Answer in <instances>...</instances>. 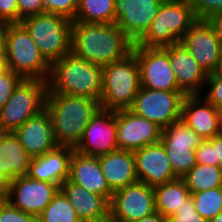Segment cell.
<instances>
[{
	"label": "cell",
	"instance_id": "cell-43",
	"mask_svg": "<svg viewBox=\"0 0 222 222\" xmlns=\"http://www.w3.org/2000/svg\"><path fill=\"white\" fill-rule=\"evenodd\" d=\"M0 60H6V24L0 23Z\"/></svg>",
	"mask_w": 222,
	"mask_h": 222
},
{
	"label": "cell",
	"instance_id": "cell-10",
	"mask_svg": "<svg viewBox=\"0 0 222 222\" xmlns=\"http://www.w3.org/2000/svg\"><path fill=\"white\" fill-rule=\"evenodd\" d=\"M202 140L182 119L162 130L160 141L178 178L185 176L197 164L195 149Z\"/></svg>",
	"mask_w": 222,
	"mask_h": 222
},
{
	"label": "cell",
	"instance_id": "cell-41",
	"mask_svg": "<svg viewBox=\"0 0 222 222\" xmlns=\"http://www.w3.org/2000/svg\"><path fill=\"white\" fill-rule=\"evenodd\" d=\"M215 147L216 160H218V166L222 169V134H216L211 139H208Z\"/></svg>",
	"mask_w": 222,
	"mask_h": 222
},
{
	"label": "cell",
	"instance_id": "cell-40",
	"mask_svg": "<svg viewBox=\"0 0 222 222\" xmlns=\"http://www.w3.org/2000/svg\"><path fill=\"white\" fill-rule=\"evenodd\" d=\"M0 23H19L17 0H0Z\"/></svg>",
	"mask_w": 222,
	"mask_h": 222
},
{
	"label": "cell",
	"instance_id": "cell-28",
	"mask_svg": "<svg viewBox=\"0 0 222 222\" xmlns=\"http://www.w3.org/2000/svg\"><path fill=\"white\" fill-rule=\"evenodd\" d=\"M73 21L115 23V0H78V9Z\"/></svg>",
	"mask_w": 222,
	"mask_h": 222
},
{
	"label": "cell",
	"instance_id": "cell-38",
	"mask_svg": "<svg viewBox=\"0 0 222 222\" xmlns=\"http://www.w3.org/2000/svg\"><path fill=\"white\" fill-rule=\"evenodd\" d=\"M196 163L205 165L218 166V160H216L215 147L208 140H202L195 149Z\"/></svg>",
	"mask_w": 222,
	"mask_h": 222
},
{
	"label": "cell",
	"instance_id": "cell-34",
	"mask_svg": "<svg viewBox=\"0 0 222 222\" xmlns=\"http://www.w3.org/2000/svg\"><path fill=\"white\" fill-rule=\"evenodd\" d=\"M45 12L58 14L74 20L78 9V0H43Z\"/></svg>",
	"mask_w": 222,
	"mask_h": 222
},
{
	"label": "cell",
	"instance_id": "cell-49",
	"mask_svg": "<svg viewBox=\"0 0 222 222\" xmlns=\"http://www.w3.org/2000/svg\"><path fill=\"white\" fill-rule=\"evenodd\" d=\"M25 222H44L41 218H40V216H31L30 217V221H25Z\"/></svg>",
	"mask_w": 222,
	"mask_h": 222
},
{
	"label": "cell",
	"instance_id": "cell-18",
	"mask_svg": "<svg viewBox=\"0 0 222 222\" xmlns=\"http://www.w3.org/2000/svg\"><path fill=\"white\" fill-rule=\"evenodd\" d=\"M133 153L139 182L155 187L178 178L174 174L161 141L144 146Z\"/></svg>",
	"mask_w": 222,
	"mask_h": 222
},
{
	"label": "cell",
	"instance_id": "cell-30",
	"mask_svg": "<svg viewBox=\"0 0 222 222\" xmlns=\"http://www.w3.org/2000/svg\"><path fill=\"white\" fill-rule=\"evenodd\" d=\"M39 216L44 222H81L75 209L60 190Z\"/></svg>",
	"mask_w": 222,
	"mask_h": 222
},
{
	"label": "cell",
	"instance_id": "cell-16",
	"mask_svg": "<svg viewBox=\"0 0 222 222\" xmlns=\"http://www.w3.org/2000/svg\"><path fill=\"white\" fill-rule=\"evenodd\" d=\"M119 150L136 151L160 141L162 129L130 109L115 111Z\"/></svg>",
	"mask_w": 222,
	"mask_h": 222
},
{
	"label": "cell",
	"instance_id": "cell-22",
	"mask_svg": "<svg viewBox=\"0 0 222 222\" xmlns=\"http://www.w3.org/2000/svg\"><path fill=\"white\" fill-rule=\"evenodd\" d=\"M14 133L32 158L41 156L58 146L55 141L50 116L46 109L29 118Z\"/></svg>",
	"mask_w": 222,
	"mask_h": 222
},
{
	"label": "cell",
	"instance_id": "cell-3",
	"mask_svg": "<svg viewBox=\"0 0 222 222\" xmlns=\"http://www.w3.org/2000/svg\"><path fill=\"white\" fill-rule=\"evenodd\" d=\"M47 89V93L85 96L100 102L102 66L66 54L50 65Z\"/></svg>",
	"mask_w": 222,
	"mask_h": 222
},
{
	"label": "cell",
	"instance_id": "cell-47",
	"mask_svg": "<svg viewBox=\"0 0 222 222\" xmlns=\"http://www.w3.org/2000/svg\"><path fill=\"white\" fill-rule=\"evenodd\" d=\"M217 74H220L222 76V46H221V50H220V60H219V65L218 68L216 70Z\"/></svg>",
	"mask_w": 222,
	"mask_h": 222
},
{
	"label": "cell",
	"instance_id": "cell-32",
	"mask_svg": "<svg viewBox=\"0 0 222 222\" xmlns=\"http://www.w3.org/2000/svg\"><path fill=\"white\" fill-rule=\"evenodd\" d=\"M193 8L197 20H214L222 14V0H185Z\"/></svg>",
	"mask_w": 222,
	"mask_h": 222
},
{
	"label": "cell",
	"instance_id": "cell-21",
	"mask_svg": "<svg viewBox=\"0 0 222 222\" xmlns=\"http://www.w3.org/2000/svg\"><path fill=\"white\" fill-rule=\"evenodd\" d=\"M60 191L75 209L81 222H109L110 202L66 179Z\"/></svg>",
	"mask_w": 222,
	"mask_h": 222
},
{
	"label": "cell",
	"instance_id": "cell-2",
	"mask_svg": "<svg viewBox=\"0 0 222 222\" xmlns=\"http://www.w3.org/2000/svg\"><path fill=\"white\" fill-rule=\"evenodd\" d=\"M99 108L100 102L89 97L47 93L45 109L50 116L56 144L75 149Z\"/></svg>",
	"mask_w": 222,
	"mask_h": 222
},
{
	"label": "cell",
	"instance_id": "cell-11",
	"mask_svg": "<svg viewBox=\"0 0 222 222\" xmlns=\"http://www.w3.org/2000/svg\"><path fill=\"white\" fill-rule=\"evenodd\" d=\"M141 87L153 90L179 91L174 71L169 61V46L140 47L134 44Z\"/></svg>",
	"mask_w": 222,
	"mask_h": 222
},
{
	"label": "cell",
	"instance_id": "cell-5",
	"mask_svg": "<svg viewBox=\"0 0 222 222\" xmlns=\"http://www.w3.org/2000/svg\"><path fill=\"white\" fill-rule=\"evenodd\" d=\"M196 21L193 8L185 0H165L135 45L163 48L179 43Z\"/></svg>",
	"mask_w": 222,
	"mask_h": 222
},
{
	"label": "cell",
	"instance_id": "cell-26",
	"mask_svg": "<svg viewBox=\"0 0 222 222\" xmlns=\"http://www.w3.org/2000/svg\"><path fill=\"white\" fill-rule=\"evenodd\" d=\"M31 159L14 132H0V168L11 179L26 176Z\"/></svg>",
	"mask_w": 222,
	"mask_h": 222
},
{
	"label": "cell",
	"instance_id": "cell-14",
	"mask_svg": "<svg viewBox=\"0 0 222 222\" xmlns=\"http://www.w3.org/2000/svg\"><path fill=\"white\" fill-rule=\"evenodd\" d=\"M59 190L57 184L34 180L26 175L12 179L11 188L3 197L15 208L39 216Z\"/></svg>",
	"mask_w": 222,
	"mask_h": 222
},
{
	"label": "cell",
	"instance_id": "cell-17",
	"mask_svg": "<svg viewBox=\"0 0 222 222\" xmlns=\"http://www.w3.org/2000/svg\"><path fill=\"white\" fill-rule=\"evenodd\" d=\"M165 0H115V23L136 42L149 28Z\"/></svg>",
	"mask_w": 222,
	"mask_h": 222
},
{
	"label": "cell",
	"instance_id": "cell-39",
	"mask_svg": "<svg viewBox=\"0 0 222 222\" xmlns=\"http://www.w3.org/2000/svg\"><path fill=\"white\" fill-rule=\"evenodd\" d=\"M19 10V23L22 19L45 13L43 0H17Z\"/></svg>",
	"mask_w": 222,
	"mask_h": 222
},
{
	"label": "cell",
	"instance_id": "cell-36",
	"mask_svg": "<svg viewBox=\"0 0 222 222\" xmlns=\"http://www.w3.org/2000/svg\"><path fill=\"white\" fill-rule=\"evenodd\" d=\"M166 222H208L205 218L201 217L195 207L190 196L184 205L175 214L169 216Z\"/></svg>",
	"mask_w": 222,
	"mask_h": 222
},
{
	"label": "cell",
	"instance_id": "cell-8",
	"mask_svg": "<svg viewBox=\"0 0 222 222\" xmlns=\"http://www.w3.org/2000/svg\"><path fill=\"white\" fill-rule=\"evenodd\" d=\"M47 91V81L22 79L0 109V132H15L44 110Z\"/></svg>",
	"mask_w": 222,
	"mask_h": 222
},
{
	"label": "cell",
	"instance_id": "cell-27",
	"mask_svg": "<svg viewBox=\"0 0 222 222\" xmlns=\"http://www.w3.org/2000/svg\"><path fill=\"white\" fill-rule=\"evenodd\" d=\"M155 209L166 219L175 214L191 196L185 181L177 178L154 187Z\"/></svg>",
	"mask_w": 222,
	"mask_h": 222
},
{
	"label": "cell",
	"instance_id": "cell-45",
	"mask_svg": "<svg viewBox=\"0 0 222 222\" xmlns=\"http://www.w3.org/2000/svg\"><path fill=\"white\" fill-rule=\"evenodd\" d=\"M214 22L217 24L222 41V14L214 19Z\"/></svg>",
	"mask_w": 222,
	"mask_h": 222
},
{
	"label": "cell",
	"instance_id": "cell-15",
	"mask_svg": "<svg viewBox=\"0 0 222 222\" xmlns=\"http://www.w3.org/2000/svg\"><path fill=\"white\" fill-rule=\"evenodd\" d=\"M74 150L88 156H100L119 150L115 111L100 107L92 116Z\"/></svg>",
	"mask_w": 222,
	"mask_h": 222
},
{
	"label": "cell",
	"instance_id": "cell-31",
	"mask_svg": "<svg viewBox=\"0 0 222 222\" xmlns=\"http://www.w3.org/2000/svg\"><path fill=\"white\" fill-rule=\"evenodd\" d=\"M197 213L207 221L222 212V187L191 193Z\"/></svg>",
	"mask_w": 222,
	"mask_h": 222
},
{
	"label": "cell",
	"instance_id": "cell-42",
	"mask_svg": "<svg viewBox=\"0 0 222 222\" xmlns=\"http://www.w3.org/2000/svg\"><path fill=\"white\" fill-rule=\"evenodd\" d=\"M12 179L0 168V197H3L11 188Z\"/></svg>",
	"mask_w": 222,
	"mask_h": 222
},
{
	"label": "cell",
	"instance_id": "cell-19",
	"mask_svg": "<svg viewBox=\"0 0 222 222\" xmlns=\"http://www.w3.org/2000/svg\"><path fill=\"white\" fill-rule=\"evenodd\" d=\"M169 61L179 91L184 95H201L207 74L181 42L169 46Z\"/></svg>",
	"mask_w": 222,
	"mask_h": 222
},
{
	"label": "cell",
	"instance_id": "cell-44",
	"mask_svg": "<svg viewBox=\"0 0 222 222\" xmlns=\"http://www.w3.org/2000/svg\"><path fill=\"white\" fill-rule=\"evenodd\" d=\"M133 222H166V218L159 212L155 211L154 213Z\"/></svg>",
	"mask_w": 222,
	"mask_h": 222
},
{
	"label": "cell",
	"instance_id": "cell-48",
	"mask_svg": "<svg viewBox=\"0 0 222 222\" xmlns=\"http://www.w3.org/2000/svg\"><path fill=\"white\" fill-rule=\"evenodd\" d=\"M208 222H222V212L219 213L217 216L214 218L208 220Z\"/></svg>",
	"mask_w": 222,
	"mask_h": 222
},
{
	"label": "cell",
	"instance_id": "cell-33",
	"mask_svg": "<svg viewBox=\"0 0 222 222\" xmlns=\"http://www.w3.org/2000/svg\"><path fill=\"white\" fill-rule=\"evenodd\" d=\"M201 95L214 107L222 110V76L217 73L208 74Z\"/></svg>",
	"mask_w": 222,
	"mask_h": 222
},
{
	"label": "cell",
	"instance_id": "cell-1",
	"mask_svg": "<svg viewBox=\"0 0 222 222\" xmlns=\"http://www.w3.org/2000/svg\"><path fill=\"white\" fill-rule=\"evenodd\" d=\"M133 42L116 23L72 21L71 53L97 65H107L132 53Z\"/></svg>",
	"mask_w": 222,
	"mask_h": 222
},
{
	"label": "cell",
	"instance_id": "cell-9",
	"mask_svg": "<svg viewBox=\"0 0 222 222\" xmlns=\"http://www.w3.org/2000/svg\"><path fill=\"white\" fill-rule=\"evenodd\" d=\"M185 95L180 91L140 87L130 108L132 112L155 123L162 130L181 119Z\"/></svg>",
	"mask_w": 222,
	"mask_h": 222
},
{
	"label": "cell",
	"instance_id": "cell-13",
	"mask_svg": "<svg viewBox=\"0 0 222 222\" xmlns=\"http://www.w3.org/2000/svg\"><path fill=\"white\" fill-rule=\"evenodd\" d=\"M155 211L154 187L138 181L113 192L109 222H133Z\"/></svg>",
	"mask_w": 222,
	"mask_h": 222
},
{
	"label": "cell",
	"instance_id": "cell-25",
	"mask_svg": "<svg viewBox=\"0 0 222 222\" xmlns=\"http://www.w3.org/2000/svg\"><path fill=\"white\" fill-rule=\"evenodd\" d=\"M98 158L102 173L112 192L138 182L132 151L116 150Z\"/></svg>",
	"mask_w": 222,
	"mask_h": 222
},
{
	"label": "cell",
	"instance_id": "cell-37",
	"mask_svg": "<svg viewBox=\"0 0 222 222\" xmlns=\"http://www.w3.org/2000/svg\"><path fill=\"white\" fill-rule=\"evenodd\" d=\"M31 216L15 208L4 197H0V222H25L30 221Z\"/></svg>",
	"mask_w": 222,
	"mask_h": 222
},
{
	"label": "cell",
	"instance_id": "cell-6",
	"mask_svg": "<svg viewBox=\"0 0 222 222\" xmlns=\"http://www.w3.org/2000/svg\"><path fill=\"white\" fill-rule=\"evenodd\" d=\"M20 23L50 65L71 53L72 20L45 12L26 17Z\"/></svg>",
	"mask_w": 222,
	"mask_h": 222
},
{
	"label": "cell",
	"instance_id": "cell-4",
	"mask_svg": "<svg viewBox=\"0 0 222 222\" xmlns=\"http://www.w3.org/2000/svg\"><path fill=\"white\" fill-rule=\"evenodd\" d=\"M141 87L136 55L102 66L100 107L112 111L130 109Z\"/></svg>",
	"mask_w": 222,
	"mask_h": 222
},
{
	"label": "cell",
	"instance_id": "cell-7",
	"mask_svg": "<svg viewBox=\"0 0 222 222\" xmlns=\"http://www.w3.org/2000/svg\"><path fill=\"white\" fill-rule=\"evenodd\" d=\"M6 63L23 79L48 80L50 64L21 23L6 24Z\"/></svg>",
	"mask_w": 222,
	"mask_h": 222
},
{
	"label": "cell",
	"instance_id": "cell-24",
	"mask_svg": "<svg viewBox=\"0 0 222 222\" xmlns=\"http://www.w3.org/2000/svg\"><path fill=\"white\" fill-rule=\"evenodd\" d=\"M73 152L74 148L57 146L41 156L33 157L27 175L34 180L54 183L60 187L68 179Z\"/></svg>",
	"mask_w": 222,
	"mask_h": 222
},
{
	"label": "cell",
	"instance_id": "cell-29",
	"mask_svg": "<svg viewBox=\"0 0 222 222\" xmlns=\"http://www.w3.org/2000/svg\"><path fill=\"white\" fill-rule=\"evenodd\" d=\"M182 179L190 193L207 191L222 187V169L220 166L196 164Z\"/></svg>",
	"mask_w": 222,
	"mask_h": 222
},
{
	"label": "cell",
	"instance_id": "cell-35",
	"mask_svg": "<svg viewBox=\"0 0 222 222\" xmlns=\"http://www.w3.org/2000/svg\"><path fill=\"white\" fill-rule=\"evenodd\" d=\"M22 79L20 75L9 69L0 76V109L7 103Z\"/></svg>",
	"mask_w": 222,
	"mask_h": 222
},
{
	"label": "cell",
	"instance_id": "cell-20",
	"mask_svg": "<svg viewBox=\"0 0 222 222\" xmlns=\"http://www.w3.org/2000/svg\"><path fill=\"white\" fill-rule=\"evenodd\" d=\"M221 110L210 104L202 95H185L181 119L203 140L219 134Z\"/></svg>",
	"mask_w": 222,
	"mask_h": 222
},
{
	"label": "cell",
	"instance_id": "cell-23",
	"mask_svg": "<svg viewBox=\"0 0 222 222\" xmlns=\"http://www.w3.org/2000/svg\"><path fill=\"white\" fill-rule=\"evenodd\" d=\"M68 179L87 191L105 197L109 202L112 199L113 192L102 173L98 156H88L74 150Z\"/></svg>",
	"mask_w": 222,
	"mask_h": 222
},
{
	"label": "cell",
	"instance_id": "cell-50",
	"mask_svg": "<svg viewBox=\"0 0 222 222\" xmlns=\"http://www.w3.org/2000/svg\"><path fill=\"white\" fill-rule=\"evenodd\" d=\"M219 133L222 134V110H221V115H220Z\"/></svg>",
	"mask_w": 222,
	"mask_h": 222
},
{
	"label": "cell",
	"instance_id": "cell-12",
	"mask_svg": "<svg viewBox=\"0 0 222 222\" xmlns=\"http://www.w3.org/2000/svg\"><path fill=\"white\" fill-rule=\"evenodd\" d=\"M205 73H216L222 46L221 35L214 20H197L180 41Z\"/></svg>",
	"mask_w": 222,
	"mask_h": 222
},
{
	"label": "cell",
	"instance_id": "cell-46",
	"mask_svg": "<svg viewBox=\"0 0 222 222\" xmlns=\"http://www.w3.org/2000/svg\"><path fill=\"white\" fill-rule=\"evenodd\" d=\"M8 70L6 60H0V76Z\"/></svg>",
	"mask_w": 222,
	"mask_h": 222
}]
</instances>
